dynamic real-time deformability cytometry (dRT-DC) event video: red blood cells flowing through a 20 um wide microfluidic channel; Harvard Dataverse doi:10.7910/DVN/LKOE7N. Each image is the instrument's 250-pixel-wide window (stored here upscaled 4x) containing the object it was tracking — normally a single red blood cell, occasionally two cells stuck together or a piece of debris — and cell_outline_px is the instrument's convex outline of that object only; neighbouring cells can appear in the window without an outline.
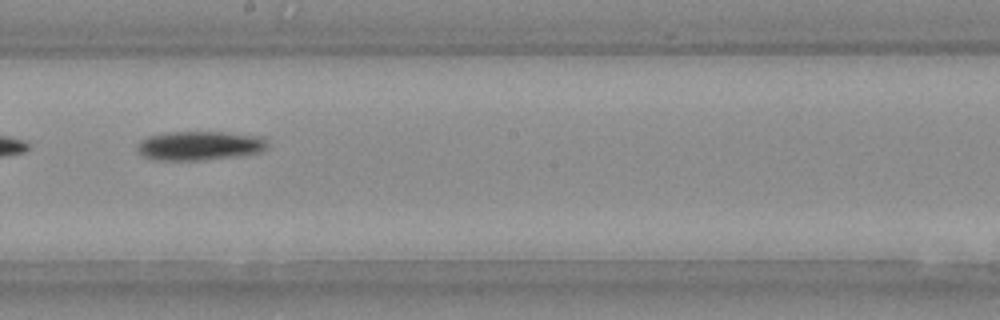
{"species": "Egyptian fruit bat (a non-hibernating species)", "species_latin": "Rousettus aegyptiacus", "temperature_condition": "warm", "stored_images_in_passage": 20, "camera_frame_rate_fps": 3000, "um_per_image_px": 0.085, "animal": {"sex": "female"}, "frame": {"image": 1, "passage_image": 9, "time_ms": 2.667, "image_size_px": [1000, 320], "cell_outline_px": [[268, 144], [260, 152], [200, 160], [156, 160], [144, 156], [140, 152], [140, 144], [148, 136], [168, 132], [220, 132], [260, 136]], "centroid_in_image_um": [16.96, 12.37], "position_along_channel_um": 231.2, "area_um2": 21.33}}